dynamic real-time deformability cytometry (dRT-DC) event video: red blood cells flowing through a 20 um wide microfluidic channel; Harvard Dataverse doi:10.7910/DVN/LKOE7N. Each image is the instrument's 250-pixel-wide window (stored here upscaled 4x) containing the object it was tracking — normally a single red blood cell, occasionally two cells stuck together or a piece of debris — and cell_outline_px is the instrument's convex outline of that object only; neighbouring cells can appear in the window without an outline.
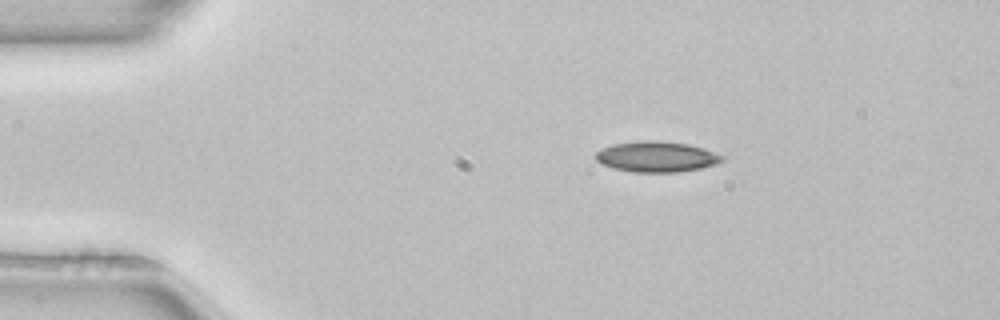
{"species": "common noctule bat (a hibernating species)", "species_latin": "Nyctalus noctula", "temperature_condition": "room temperature", "stored_images_in_passage": 2, "camera_frame_rate_fps": 3000, "um_per_image_px": 0.085, "animal": {"sex": "female", "body_mass_g": 22.7, "forearm_length_mm": 54.2}, "frame": {"image": 1, "passage_image": 1, "time_ms": 0.0, "image_size_px": [1000, 320], "cell_outline_px": [[724, 160], [716, 164], [700, 168], [676, 172], [636, 172], [612, 168], [600, 164], [596, 160], [596, 152], [600, 148], [612, 144], [636, 140], [660, 140], [688, 144], [704, 148], [724, 156]], "centroid_in_image_um": [55.77, 13.3], "position_along_channel_um": 29.2, "area_um2": 22.83}}